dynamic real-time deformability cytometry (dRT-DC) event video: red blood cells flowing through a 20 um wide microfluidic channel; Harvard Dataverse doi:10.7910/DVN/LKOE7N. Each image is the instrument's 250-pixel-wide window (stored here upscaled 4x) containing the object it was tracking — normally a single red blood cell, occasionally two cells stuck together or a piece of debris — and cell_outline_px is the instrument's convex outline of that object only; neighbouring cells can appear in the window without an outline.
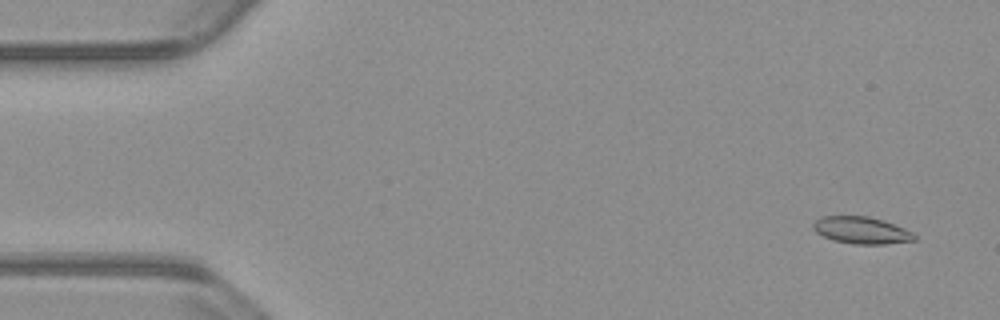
{"species": "common noctule bat (a hibernating species)", "species_latin": "Nyctalus noctula", "temperature_condition": "warm", "stored_images_in_passage": 54, "camera_frame_rate_fps": 3000, "um_per_image_px": 0.085, "animal": {"sex": "male", "body_mass_g": 23.1, "forearm_length_mm": 52.7}, "frame": {"image": 1, "passage_image": 3, "time_ms": 0.667, "image_size_px": [1000, 320], "cell_outline_px": [[916, 240], [884, 244], [852, 244], [832, 240], [816, 232], [812, 228], [812, 224], [820, 216], [868, 216], [884, 220], [904, 228], [912, 232], [916, 236]], "centroid_in_image_um": [73.21, 19.57], "position_along_channel_um": 11.8, "area_um2": 16.01}}
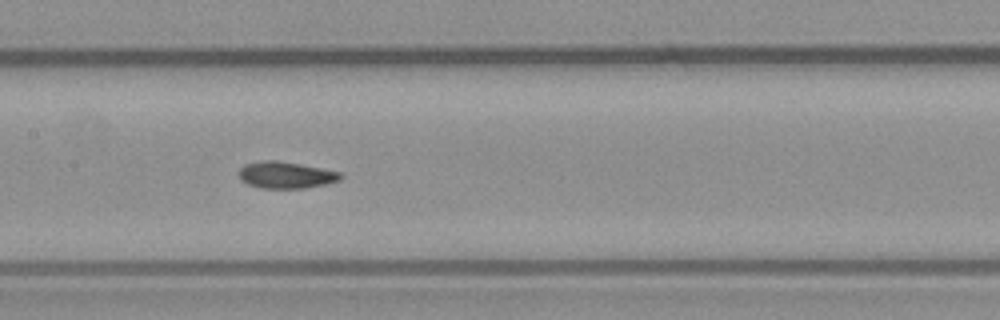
{"frame": {"image": 2, "passage_image": 26, "time_ms": 8.333, "image_size_px": [1000, 320], "cell_outline_px": [[344, 176], [340, 180], [324, 184], [304, 188], [260, 188], [248, 184], [240, 180], [240, 168], [244, 164], [264, 160], [276, 160], [300, 164], [340, 172]], "centroid_in_image_um": [24.29, 14.87], "position_along_channel_um": 183.1, "area_um2": 15.72}}
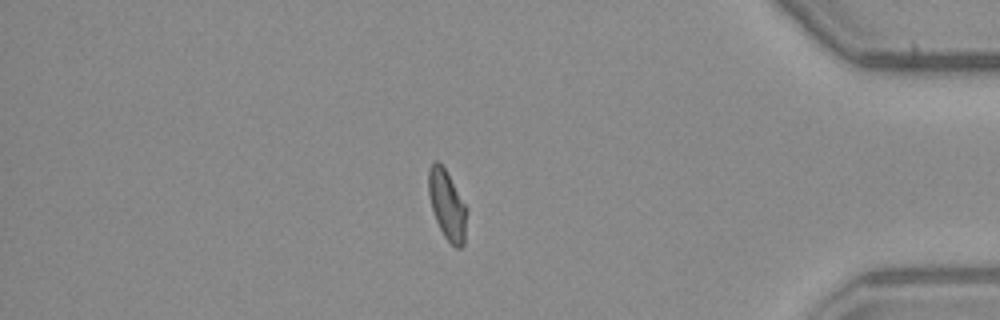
{"frame": {"image": 3, "passage_image": 46, "time_ms": 15.0, "image_size_px": [1000, 320], "cell_outline_px": [[468, 208], [464, 244], [460, 248], [456, 248], [444, 236], [436, 220], [432, 208], [428, 192], [428, 168], [436, 160], [444, 168]], "centroid_in_image_um": [38.02, 17.44], "position_along_channel_um": 397.2, "area_um2": 15.37}, "authors_computed_cell_mechanics": {"area_um2": 15.7216, "velocity_mm_per_s": 3.8, "shape_relaxation_time_tau1_ms": null, "shape_relaxation_time_tau2_ms": 2.416, "deformation_change_tau1": null, "deformation_change_tau2": 0.0624}}